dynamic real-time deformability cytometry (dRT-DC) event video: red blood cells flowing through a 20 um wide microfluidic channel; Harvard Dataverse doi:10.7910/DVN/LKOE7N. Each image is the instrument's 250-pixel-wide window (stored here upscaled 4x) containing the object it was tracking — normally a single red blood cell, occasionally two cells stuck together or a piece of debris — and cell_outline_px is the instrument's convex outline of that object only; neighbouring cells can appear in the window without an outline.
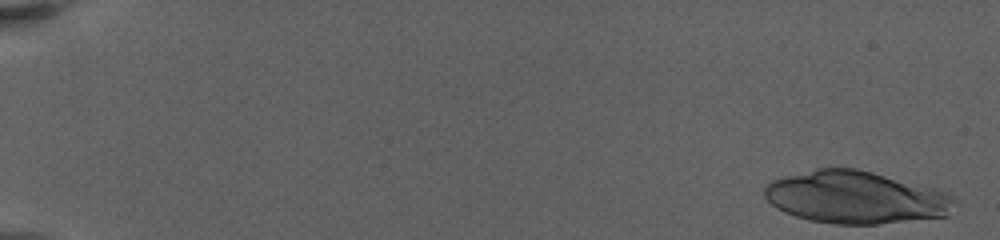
{"species": "human", "species_latin": "Homo sapiens", "temperature_condition": "warm", "stored_images_in_passage": 14, "camera_frame_rate_fps": 3000, "um_per_image_px": 0.085, "donor": {"sex": "female"}, "frame": {"image": 1, "passage_image": 2, "time_ms": 0.333, "image_size_px": [1000, 240], "cell_outline_px": [[956, 200], [948, 216], [876, 224], [836, 224], [808, 220], [784, 212], [776, 208], [764, 196], [764, 188], [772, 180], [820, 168], [856, 168], [872, 172], [944, 192], [952, 196]], "centroid_in_image_um": [72.71, 16.79], "position_along_channel_um": 12.3, "area_um2": 57.28}}
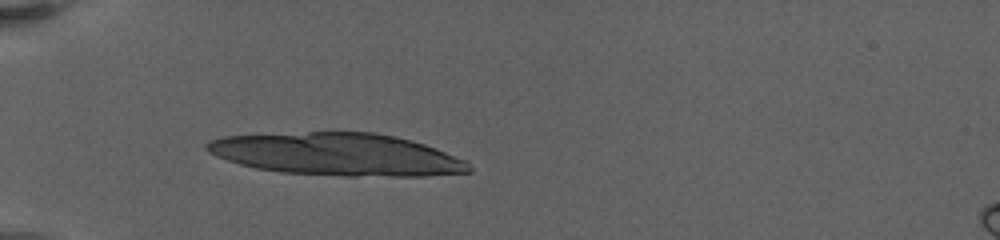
{"frame": {"image": 2, "passage_image": 14, "time_ms": 6.667, "image_size_px": [1000, 240], "cell_outline_px": [[472, 172], [424, 176], [344, 176], [280, 172], [256, 168], [240, 164], [216, 156], [208, 152], [204, 148], [204, 144], [212, 140], [224, 136], [308, 132], [372, 132], [396, 136], [412, 140], [424, 144], [464, 160], [472, 168]], "centroid_in_image_um": [28.65, 13.12], "position_along_channel_um": 56.4, "area_um2": 64.74}}